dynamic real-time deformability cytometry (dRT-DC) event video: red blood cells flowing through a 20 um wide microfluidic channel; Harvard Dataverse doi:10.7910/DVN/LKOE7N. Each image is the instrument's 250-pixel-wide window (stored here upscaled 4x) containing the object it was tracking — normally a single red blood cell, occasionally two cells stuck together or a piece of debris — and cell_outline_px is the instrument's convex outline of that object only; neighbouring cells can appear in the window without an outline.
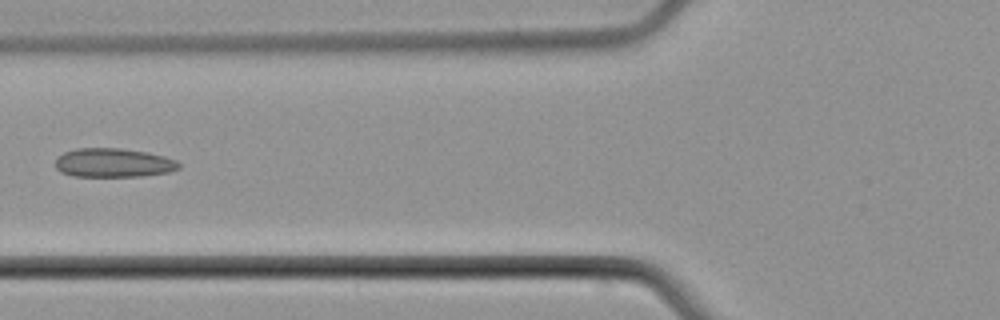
{"species": "common noctule bat (a hibernating species)", "species_latin": "Nyctalus noctula", "temperature_condition": "cold", "stored_images_in_passage": 7, "camera_frame_rate_fps": 3000, "um_per_image_px": 0.085, "animal": {"sex": "male", "body_mass_g": 21.5, "forearm_length_mm": 52.0}, "frame": {"image": 1, "passage_image": 6, "time_ms": 7.333, "image_size_px": [1000, 320], "cell_outline_px": [[180, 168], [168, 172], [140, 176], [72, 176], [60, 172], [56, 168], [56, 160], [64, 152], [76, 148], [120, 148], [148, 152], [164, 156], [176, 160], [180, 164]], "centroid_in_image_um": [9.64, 13.83], "position_along_channel_um": 116.2, "area_um2": 20.81}}
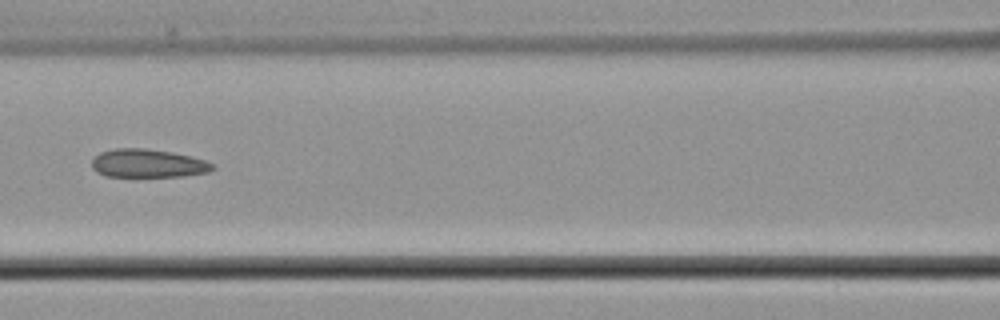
{"frame": {"image": 2, "passage_image": 7, "time_ms": 8.333, "image_size_px": [1000, 320], "cell_outline_px": [[216, 168], [208, 172], [184, 176], [104, 176], [96, 172], [92, 168], [92, 160], [100, 152], [116, 148], [144, 148], [172, 152], [192, 156], [216, 164]], "centroid_in_image_um": [12.6, 13.88], "position_along_channel_um": 154.0, "area_um2": 20.06}}